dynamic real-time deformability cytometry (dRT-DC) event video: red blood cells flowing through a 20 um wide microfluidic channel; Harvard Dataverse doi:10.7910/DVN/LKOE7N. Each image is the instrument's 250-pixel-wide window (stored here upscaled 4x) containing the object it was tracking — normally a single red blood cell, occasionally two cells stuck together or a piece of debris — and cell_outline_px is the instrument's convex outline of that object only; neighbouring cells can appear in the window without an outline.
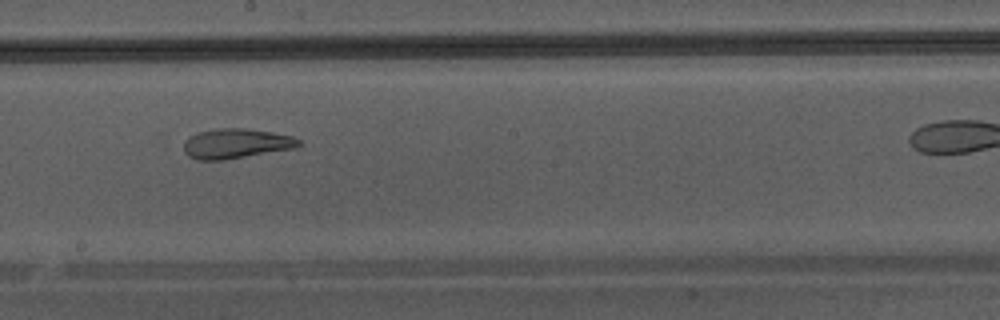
{"species": "Egyptian fruit bat (a non-hibernating species)", "species_latin": "Rousettus aegyptiacus", "temperature_condition": "warm", "stored_images_in_passage": 28, "camera_frame_rate_fps": 3000, "um_per_image_px": 0.085, "animal": {"sex": "male"}, "frame": {"image": 1, "passage_image": 16, "time_ms": 5.0, "image_size_px": [1000, 320], "cell_outline_px": [[304, 144], [296, 148], [224, 160], [200, 160], [188, 156], [184, 152], [184, 140], [196, 132], [216, 128], [244, 128], [272, 132], [292, 136], [300, 140]], "centroid_in_image_um": [20.07, 12.2], "position_along_channel_um": 228.1, "area_um2": 20.23}}